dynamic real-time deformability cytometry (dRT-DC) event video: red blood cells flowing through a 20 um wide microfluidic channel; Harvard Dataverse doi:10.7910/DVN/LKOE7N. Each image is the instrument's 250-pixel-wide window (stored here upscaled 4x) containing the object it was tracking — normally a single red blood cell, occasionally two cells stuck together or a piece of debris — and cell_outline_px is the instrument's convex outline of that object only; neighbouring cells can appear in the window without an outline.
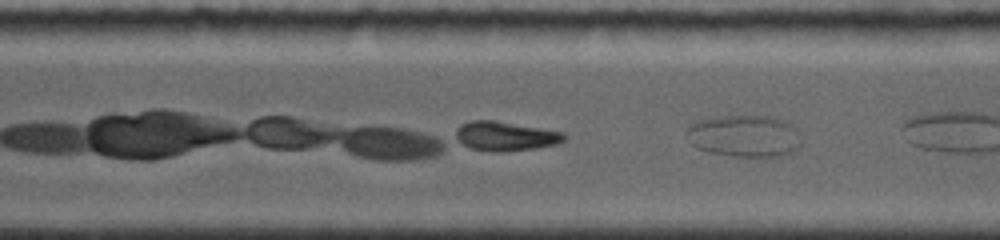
{"species": "common noctule bat (a hibernating species)", "species_latin": "Nyctalus noctula", "temperature_condition": "room temperature", "stored_images_in_passage": 15, "camera_frame_rate_fps": 4000, "um_per_image_px": 0.085, "animal": {"sex": "female", "body_mass_g": 19.0, "forearm_length_mm": 56.7}, "frame": {"image": 1, "passage_image": 15, "time_ms": 6.5, "image_size_px": [1000, 240], "cell_outline_px": [[800, 144], [792, 152], [784, 156], [732, 156], [708, 152], [696, 148], [692, 144], [684, 132], [692, 124], [700, 120], [716, 116], [772, 116], [784, 120], [796, 128]], "centroid_in_image_um": [63.25, 11.56], "position_along_channel_um": 307.4, "area_um2": 28.03}}